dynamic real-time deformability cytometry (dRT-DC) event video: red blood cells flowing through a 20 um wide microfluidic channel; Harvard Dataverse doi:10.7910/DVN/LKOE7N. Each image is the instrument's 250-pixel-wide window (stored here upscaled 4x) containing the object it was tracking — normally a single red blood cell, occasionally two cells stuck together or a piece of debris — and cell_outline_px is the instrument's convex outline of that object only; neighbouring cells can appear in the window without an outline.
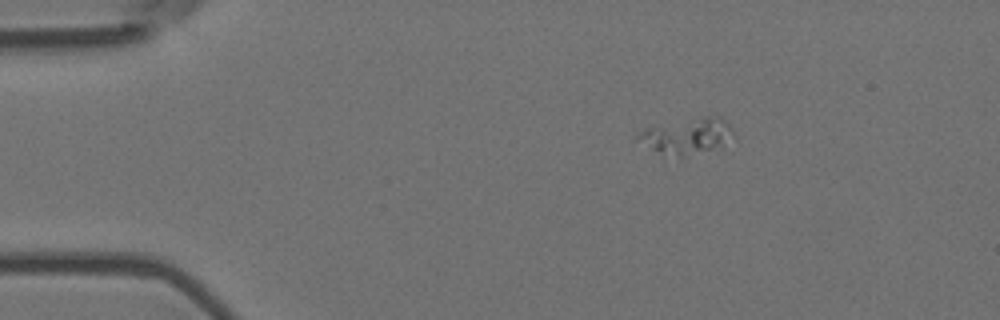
{"species": "Egyptian fruit bat (a non-hibernating species)", "species_latin": "Rousettus aegyptiacus", "temperature_condition": "room temperature", "stored_images_in_passage": 47, "camera_frame_rate_fps": 3000, "um_per_image_px": 0.085, "animal": {"sex": "female"}, "frame": {"image": 1, "passage_image": 1, "time_ms": 0.0, "image_size_px": [1000, 320], "cell_outline_px": [[736, 136], [720, 148], [684, 156], [680, 156], [652, 148], [636, 140], [632, 136], [636, 132], [644, 128], [700, 116], [720, 116], [732, 128]], "centroid_in_image_um": [58.44, 11.52], "position_along_channel_um": 26.6, "area_um2": 19.94}}
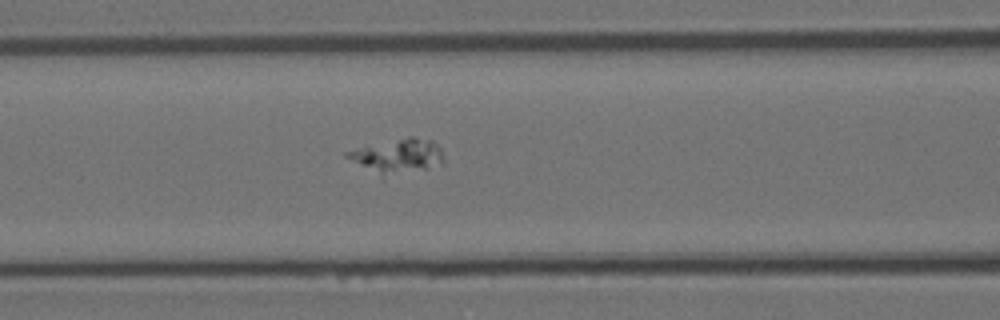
{"frame": {"image": 2, "passage_image": 15, "time_ms": 4.667, "image_size_px": [1000, 320], "cell_outline_px": [[444, 164], [428, 168], [380, 172], [344, 156], [344, 152], [408, 136], [412, 136], [432, 140], [440, 148], [444, 160]], "centroid_in_image_um": [33.92, 13.16], "position_along_channel_um": 132.7, "area_um2": 17.57}}
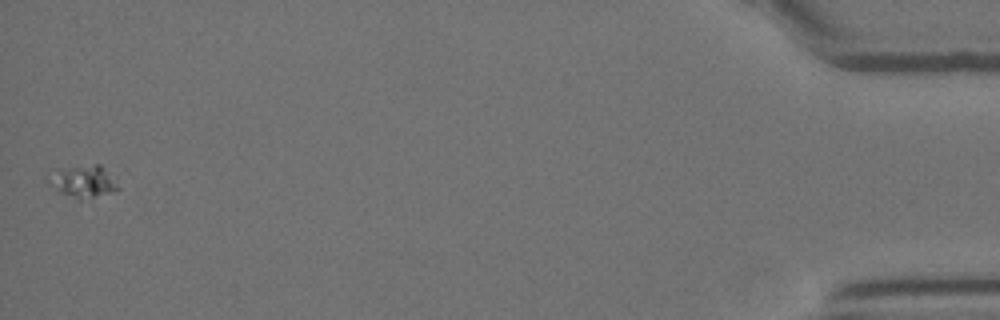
{"frame": {"image": 3, "passage_image": 47, "time_ms": 15.333, "image_size_px": [1000, 320], "cell_outline_px": [[120, 188], [116, 192], [80, 200], [60, 192], [56, 188], [56, 184], [64, 172], [72, 168], [92, 164], [100, 164], [116, 176]], "centroid_in_image_um": [7.46, 15.47], "position_along_channel_um": 427.7, "area_um2": 11.79}}